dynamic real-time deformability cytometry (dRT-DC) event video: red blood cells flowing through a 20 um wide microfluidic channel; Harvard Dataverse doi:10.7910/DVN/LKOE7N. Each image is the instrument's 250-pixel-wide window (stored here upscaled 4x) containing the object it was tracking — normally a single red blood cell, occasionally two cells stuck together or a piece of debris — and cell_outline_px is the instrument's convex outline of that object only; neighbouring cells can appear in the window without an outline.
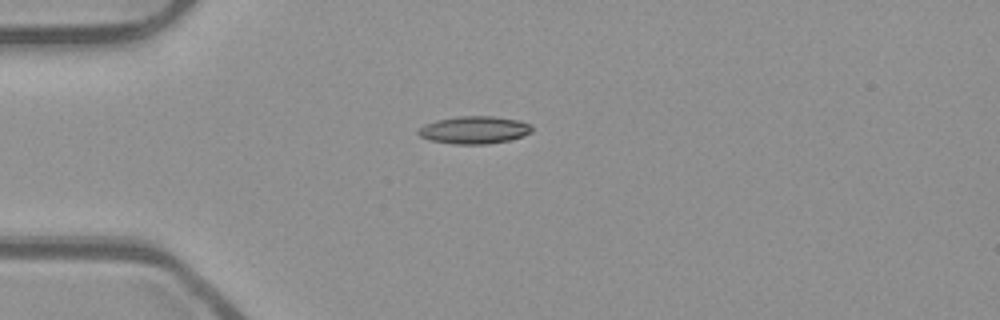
{"species": "common noctule bat (a hibernating species)", "species_latin": "Nyctalus noctula", "temperature_condition": "room temperature", "stored_images_in_passage": 39, "camera_frame_rate_fps": 3000, "um_per_image_px": 0.085, "animal": {"sex": "male", "body_mass_g": 23.1, "forearm_length_mm": 52.7}, "frame": {"image": 1, "passage_image": 1, "time_ms": 0.0, "image_size_px": [1000, 320], "cell_outline_px": [[532, 132], [524, 136], [508, 140], [488, 144], [452, 144], [428, 140], [420, 136], [416, 132], [420, 128], [436, 120], [460, 116], [492, 116], [520, 120], [532, 124]], "centroid_in_image_um": [40.35, 11.05], "position_along_channel_um": 44.7, "area_um2": 18.32}}
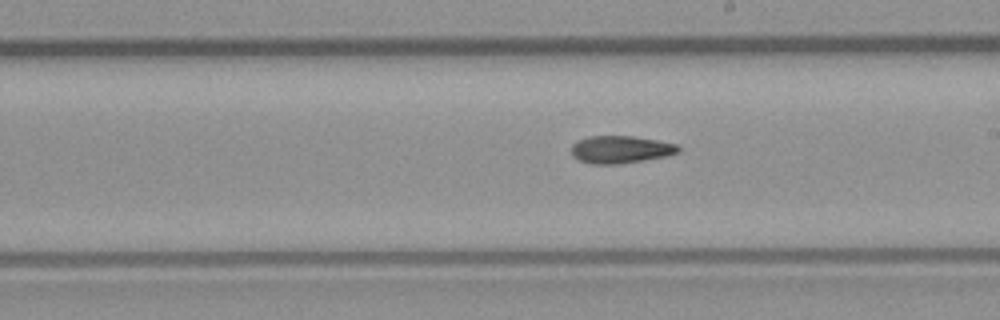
{"frame": {"image": 2, "passage_image": 17, "time_ms": 5.333, "image_size_px": [1000, 320], "cell_outline_px": [[680, 152], [668, 156], [616, 164], [592, 164], [580, 160], [572, 156], [572, 144], [576, 140], [588, 136], [632, 136], [656, 140], [676, 144], [680, 148]], "centroid_in_image_um": [52.74, 12.7], "position_along_channel_um": 236.3, "area_um2": 17.11}}
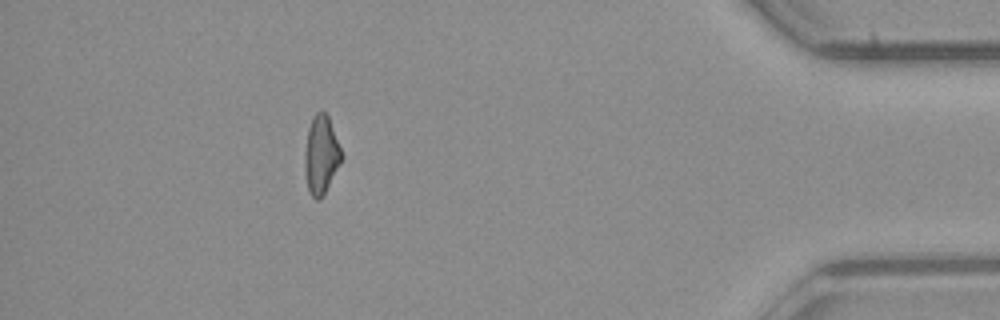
{"frame": {"image": 3, "passage_image": 34, "time_ms": 11.0, "image_size_px": [1000, 320], "cell_outline_px": [[344, 156], [340, 164], [320, 200], [316, 200], [312, 196], [308, 188], [304, 172], [304, 156], [308, 128], [312, 116], [316, 112], [324, 112], [328, 116]], "centroid_in_image_um": [27.29, 13.16], "position_along_channel_um": 407.9, "area_um2": 16.76}}